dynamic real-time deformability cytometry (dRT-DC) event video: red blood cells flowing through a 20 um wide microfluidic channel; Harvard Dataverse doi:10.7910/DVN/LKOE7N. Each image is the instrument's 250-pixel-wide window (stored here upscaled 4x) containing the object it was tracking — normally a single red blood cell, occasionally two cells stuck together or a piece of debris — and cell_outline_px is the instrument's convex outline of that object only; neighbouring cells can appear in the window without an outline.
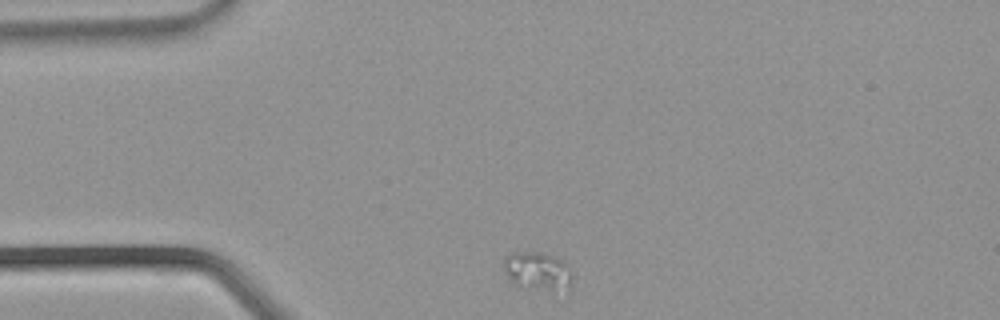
{"species": "common noctule bat (a hibernating species)", "species_latin": "Nyctalus noctula", "temperature_condition": "warm", "stored_images_in_passage": 22, "camera_frame_rate_fps": 3000, "um_per_image_px": 0.085, "animal": {"sex": "male", "body_mass_g": 21.5, "forearm_length_mm": 52.0}, "frame": {"image": 1, "passage_image": 1, "time_ms": 0.0, "image_size_px": [1000, 320], "cell_outline_px": [[572, 288], [552, 292], [516, 288], [512, 284], [504, 272], [504, 256], [512, 252], [540, 252], [564, 260], [572, 268]], "centroid_in_image_um": [45.71, 23.1], "position_along_channel_um": 39.3, "area_um2": 16.36}}
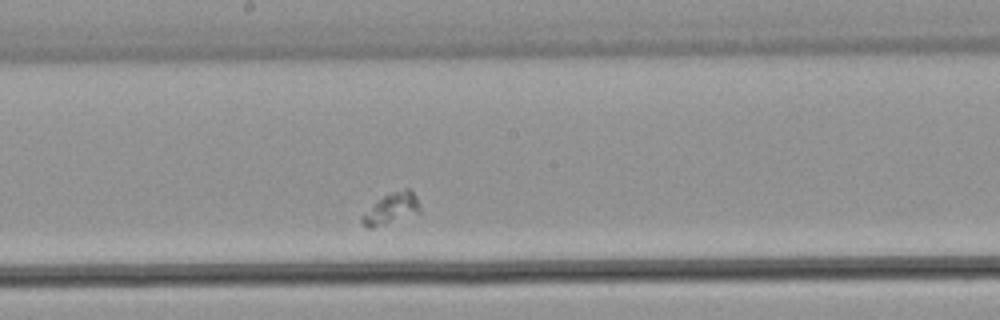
{"frame": {"image": 2, "passage_image": 13, "time_ms": 4.0, "image_size_px": [1000, 320], "cell_outline_px": [[420, 212], [372, 228], [368, 228], [360, 220], [360, 216], [384, 196], [404, 188], [408, 188], [416, 196], [420, 208]], "centroid_in_image_um": [33.26, 17.73], "position_along_channel_um": 214.9, "area_um2": 10.0}}
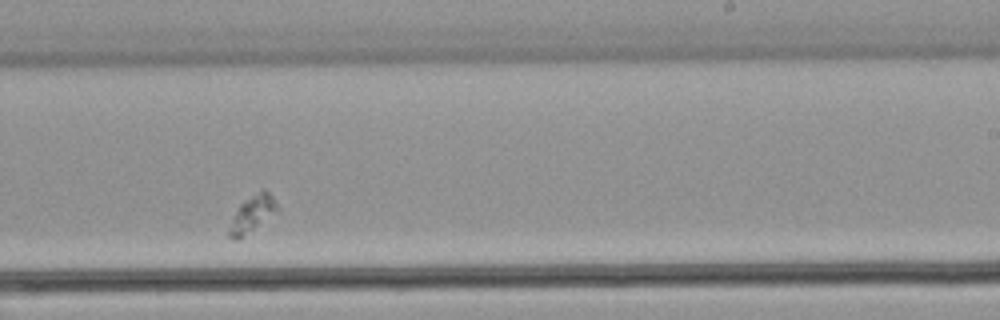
{"frame": {"image": 3, "passage_image": 16, "time_ms": 5.0, "image_size_px": [1000, 320], "cell_outline_px": [[280, 212], [244, 236], [236, 240], [232, 240], [228, 236], [228, 228], [240, 204], [244, 200], [264, 188], [272, 196], [280, 208]], "centroid_in_image_um": [21.49, 18.2], "position_along_channel_um": 267.5, "area_um2": 10.46}}